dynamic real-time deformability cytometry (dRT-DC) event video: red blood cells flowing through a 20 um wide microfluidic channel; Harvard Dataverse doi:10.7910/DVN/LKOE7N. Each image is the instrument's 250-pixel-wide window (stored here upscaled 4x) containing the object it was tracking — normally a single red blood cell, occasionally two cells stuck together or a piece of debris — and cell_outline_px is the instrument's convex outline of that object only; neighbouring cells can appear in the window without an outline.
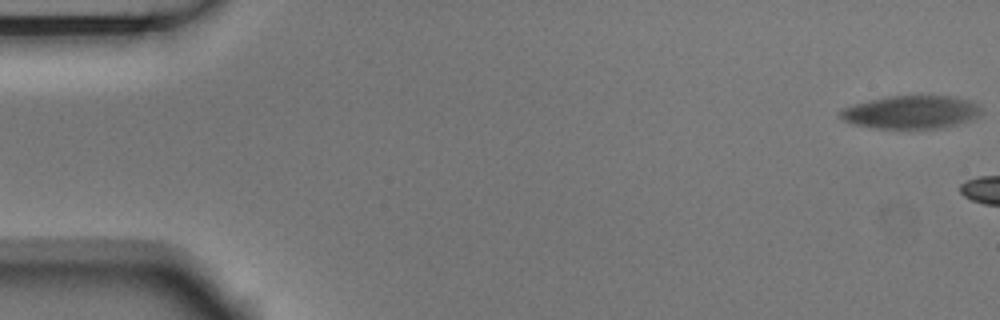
{"species": "Egyptian fruit bat (a non-hibernating species)", "species_latin": "Rousettus aegyptiacus", "temperature_condition": "room temperature", "stored_images_in_passage": 4, "camera_frame_rate_fps": 3000, "um_per_image_px": 0.085, "animal": {"sex": "male"}, "frame": {"image": 1, "passage_image": 1, "time_ms": 0.0, "image_size_px": [1000, 320], "cell_outline_px": [[984, 112], [980, 116], [956, 124], [940, 128], [872, 128], [856, 124], [844, 120], [836, 116], [844, 108], [868, 100], [888, 96], [948, 96], [972, 100], [980, 104]], "centroid_in_image_um": [77.5, 9.52], "position_along_channel_um": 7.5, "area_um2": 27.22}}